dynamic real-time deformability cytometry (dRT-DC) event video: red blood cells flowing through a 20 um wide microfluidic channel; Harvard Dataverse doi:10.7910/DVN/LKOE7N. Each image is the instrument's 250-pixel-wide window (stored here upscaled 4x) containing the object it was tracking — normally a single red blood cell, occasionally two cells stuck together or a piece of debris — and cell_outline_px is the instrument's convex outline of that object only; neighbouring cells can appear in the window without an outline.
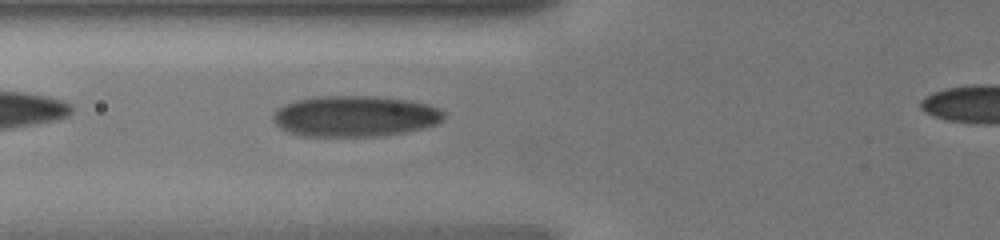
{"species": "human", "species_latin": "Homo sapiens", "temperature_condition": "cold", "stored_images_in_passage": 32, "camera_frame_rate_fps": 3000, "um_per_image_px": 0.085, "donor": {"sex": "male"}, "frame": {"image": 1, "passage_image": 9, "time_ms": 2.667, "image_size_px": [1000, 240], "cell_outline_px": [[444, 120], [436, 124], [424, 128], [404, 132], [376, 136], [304, 136], [288, 132], [280, 128], [276, 124], [272, 116], [280, 108], [296, 100], [316, 96], [372, 96], [404, 100], [428, 104], [444, 112]], "centroid_in_image_um": [30.18, 9.88], "position_along_channel_um": 95.6, "area_um2": 40.4}}
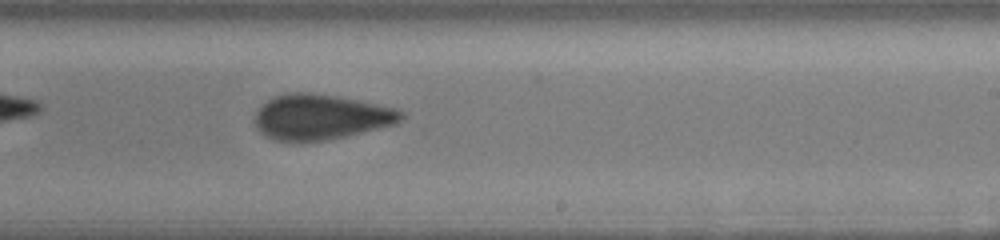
{"frame": {"image": 2, "passage_image": 19, "time_ms": 6.0, "image_size_px": [1000, 240], "cell_outline_px": [[404, 116], [396, 124], [348, 136], [324, 140], [276, 140], [264, 136], [256, 128], [252, 120], [260, 104], [276, 96], [292, 92], [308, 92], [336, 96], [396, 108], [404, 112]], "centroid_in_image_um": [27.23, 9.94], "position_along_channel_um": 261.8, "area_um2": 38.55}}
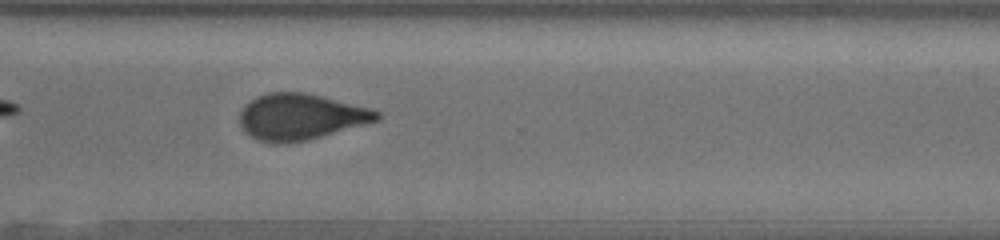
{"frame": {"image": 3, "passage_image": 24, "time_ms": 7.667, "image_size_px": [1000, 240], "cell_outline_px": [[384, 116], [380, 120], [308, 140], [288, 144], [272, 144], [260, 140], [244, 132], [240, 124], [240, 112], [244, 104], [256, 96], [268, 92], [304, 92], [368, 108], [380, 112]], "centroid_in_image_um": [25.53, 9.94], "position_along_channel_um": 345.1, "area_um2": 36.99}}